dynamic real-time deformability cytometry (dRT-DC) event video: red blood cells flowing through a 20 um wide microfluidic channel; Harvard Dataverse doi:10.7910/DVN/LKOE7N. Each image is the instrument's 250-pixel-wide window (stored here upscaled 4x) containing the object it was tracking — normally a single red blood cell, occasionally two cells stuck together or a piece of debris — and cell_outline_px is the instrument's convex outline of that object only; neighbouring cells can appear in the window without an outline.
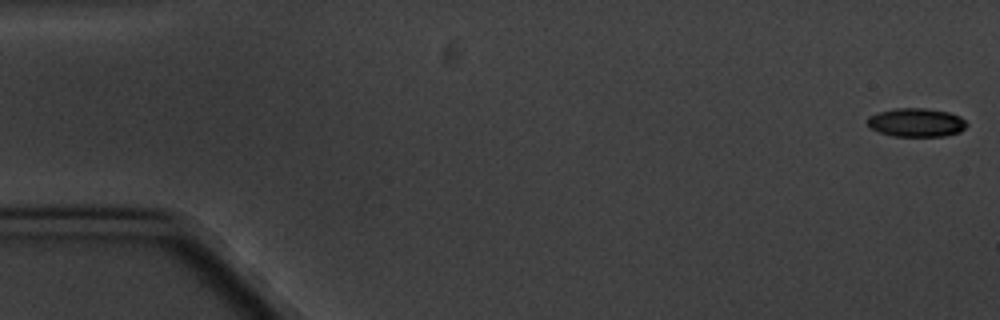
{"species": "common noctule bat (a hibernating species)", "species_latin": "Nyctalus noctula", "temperature_condition": "cold", "stored_images_in_passage": 3, "camera_frame_rate_fps": 3000, "um_per_image_px": 0.085, "animal": {"sex": "male", "body_mass_g": 20.1, "forearm_length_mm": 53.5}, "frame": {"image": 1, "passage_image": 1, "time_ms": 0.0, "image_size_px": [1000, 320], "cell_outline_px": [[968, 124], [960, 132], [944, 136], [892, 136], [880, 132], [872, 128], [868, 124], [868, 116], [880, 112], [896, 108], [924, 108], [948, 112], [960, 116]], "centroid_in_image_um": [77.91, 10.41], "position_along_channel_um": 7.1, "area_um2": 16.42}}